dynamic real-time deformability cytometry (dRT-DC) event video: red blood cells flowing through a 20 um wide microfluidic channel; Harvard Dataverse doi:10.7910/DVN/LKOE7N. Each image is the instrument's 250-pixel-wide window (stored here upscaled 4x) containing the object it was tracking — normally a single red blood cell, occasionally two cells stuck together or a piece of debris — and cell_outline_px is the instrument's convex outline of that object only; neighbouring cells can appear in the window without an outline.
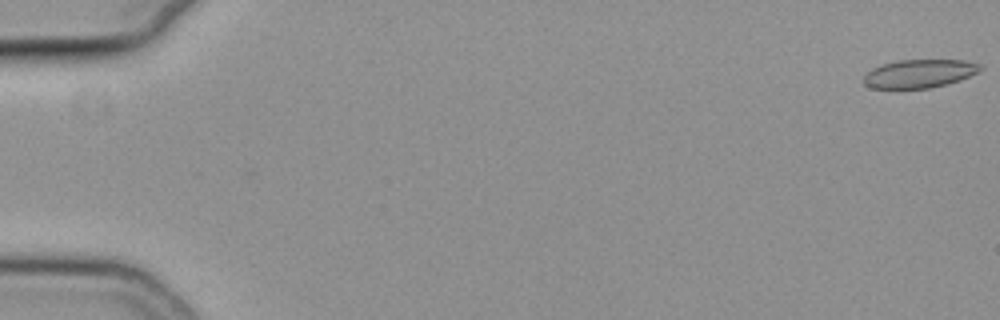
{"species": "common noctule bat (a hibernating species)", "species_latin": "Nyctalus noctula", "temperature_condition": "cold", "stored_images_in_passage": 56, "camera_frame_rate_fps": 3000, "um_per_image_px": 0.085, "animal": {"sex": "female", "body_mass_g": 19.3, "forearm_length_mm": 54.1}, "frame": {"image": 1, "passage_image": 1, "time_ms": 0.0, "image_size_px": [1000, 320], "cell_outline_px": [[984, 68], [980, 72], [960, 80], [948, 84], [928, 88], [872, 88], [864, 84], [864, 76], [872, 68], [884, 64], [900, 60], [964, 60], [980, 64]], "centroid_in_image_um": [78.2, 6.25], "position_along_channel_um": 6.8, "area_um2": 19.25}}
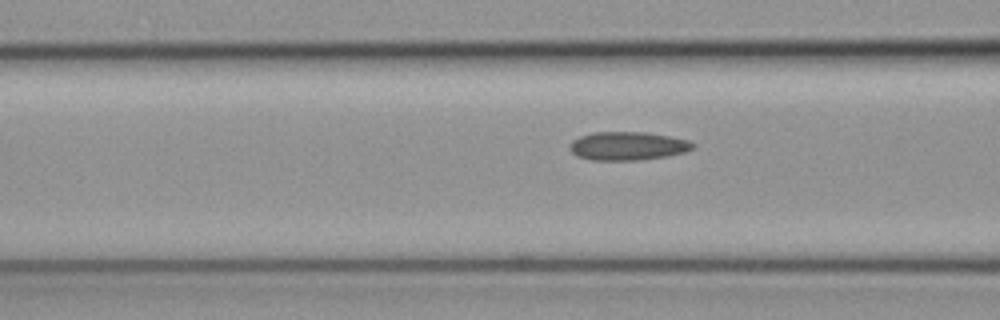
{"frame": {"image": 2, "passage_image": 23, "time_ms": 7.333, "image_size_px": [1000, 320], "cell_outline_px": [[696, 148], [684, 152], [668, 156], [640, 160], [592, 160], [576, 156], [572, 152], [572, 140], [580, 136], [592, 132], [648, 132], [688, 140], [696, 144]], "centroid_in_image_um": [53.4, 12.41], "position_along_channel_um": 113.2, "area_um2": 20.46}}
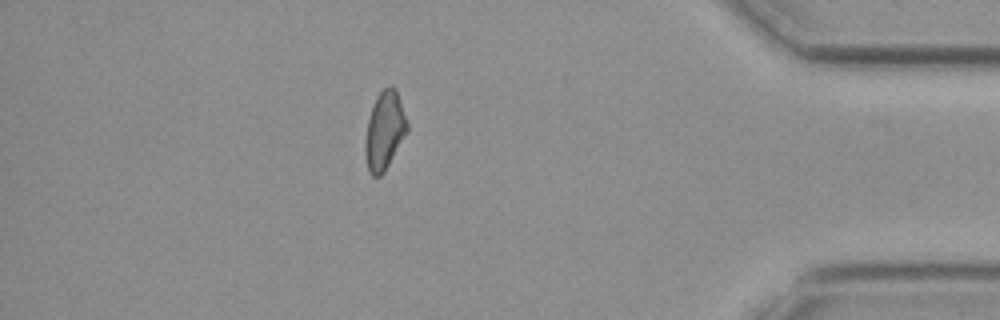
{"frame": {"image": 3, "passage_image": 49, "time_ms": 16.0, "image_size_px": [1000, 320], "cell_outline_px": [[408, 132], [384, 172], [380, 176], [372, 176], [368, 172], [364, 152], [364, 140], [368, 120], [372, 104], [376, 96], [384, 88], [392, 84], [396, 88], [408, 124]], "centroid_in_image_um": [32.67, 11.1], "position_along_channel_um": 402.5, "area_um2": 19.42}}